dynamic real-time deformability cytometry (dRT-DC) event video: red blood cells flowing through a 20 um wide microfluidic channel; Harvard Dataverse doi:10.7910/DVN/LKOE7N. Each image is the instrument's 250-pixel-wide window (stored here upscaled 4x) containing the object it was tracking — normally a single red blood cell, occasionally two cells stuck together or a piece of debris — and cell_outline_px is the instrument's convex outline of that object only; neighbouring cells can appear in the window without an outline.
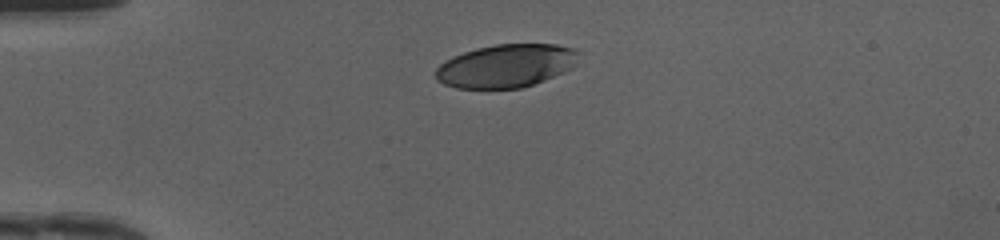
{"species": "human", "species_latin": "Homo sapiens", "temperature_condition": "cold", "stored_images_in_passage": 30, "camera_frame_rate_fps": 3000, "um_per_image_px": 0.085, "donor": {"sex": "female"}, "frame": {"image": 1, "passage_image": 1, "time_ms": 0.0, "image_size_px": [1000, 240], "cell_outline_px": [[580, 52], [576, 64], [572, 68], [564, 72], [544, 80], [520, 88], [456, 88], [444, 84], [436, 80], [436, 68], [440, 64], [452, 56], [476, 48], [496, 44], [556, 44], [576, 48]], "centroid_in_image_um": [43.04, 5.58], "position_along_channel_um": 42.0, "area_um2": 36.13}}
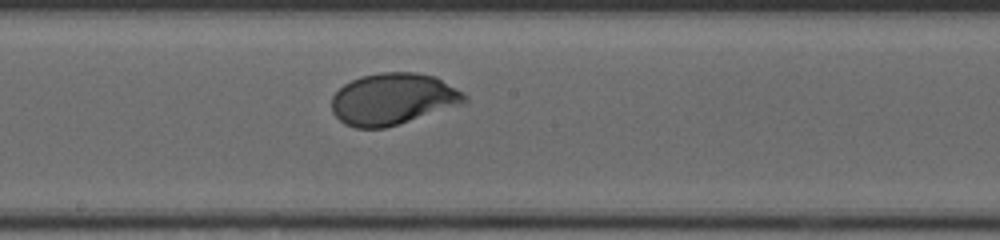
{"frame": {"image": 2, "passage_image": 16, "time_ms": 5.0, "image_size_px": [1000, 240], "cell_outline_px": [[468, 100], [464, 104], [384, 128], [356, 128], [344, 124], [332, 112], [332, 96], [344, 84], [360, 76], [380, 72], [416, 72], [436, 76], [464, 92], [468, 96]], "centroid_in_image_um": [33.43, 8.4], "position_along_channel_um": 214.8, "area_um2": 40.17}}
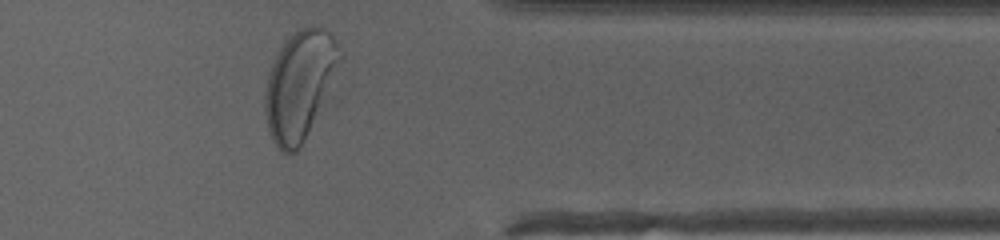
{"frame": {"image": 3, "passage_image": 29, "time_ms": 9.333, "image_size_px": [1000, 240], "cell_outline_px": [[344, 56], [336, 104], [300, 148], [292, 156], [284, 152], [272, 140], [268, 128], [264, 112], [264, 92], [268, 72], [276, 52], [288, 36], [296, 28], [312, 24], [324, 28], [336, 40]], "centroid_in_image_um": [25.66, 7.31], "position_along_channel_um": 385.7, "area_um2": 52.48}, "authors_computed_cell_mechanics": {"area_um2": 40.0554, "velocity_mm_per_s": 4.1709, "shape_relaxation_time_tau1_ms": 2.7971, "shape_relaxation_time_tau2_ms": null, "deformation_change_tau1": 0.157, "deformation_change_tau2": null}}